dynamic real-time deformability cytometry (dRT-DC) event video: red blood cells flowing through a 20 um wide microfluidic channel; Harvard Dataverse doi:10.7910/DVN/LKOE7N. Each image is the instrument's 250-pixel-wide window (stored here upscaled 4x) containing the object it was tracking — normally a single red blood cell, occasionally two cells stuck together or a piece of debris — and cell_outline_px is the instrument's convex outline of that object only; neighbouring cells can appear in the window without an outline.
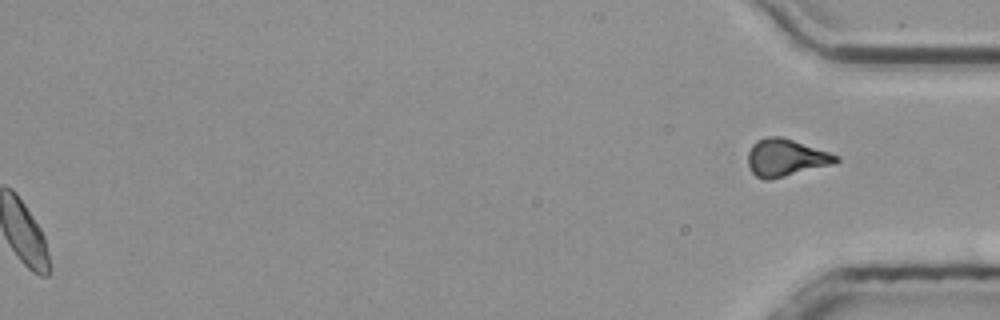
{"species": "common noctule bat (a hibernating species)", "species_latin": "Nyctalus noctula", "temperature_condition": "room temperature", "stored_images_in_passage": 50, "segment_of_instrument_passage": [2, 2], "camera_frame_rate_fps": 3000, "um_per_image_px": 0.085, "animal": {"sex": "male", "body_mass_g": 20.4}, "frame": {"image": 1, "passage_image": 50, "time_ms": 16.333, "image_size_px": [1000, 320], "cell_outline_px": [[840, 160], [836, 164], [772, 180], [764, 180], [756, 176], [752, 172], [748, 164], [748, 152], [752, 144], [756, 140], [768, 136], [780, 136], [840, 156]], "centroid_in_image_um": [66.8, 13.43], "position_along_channel_um": 368.4, "area_um2": 19.36}}